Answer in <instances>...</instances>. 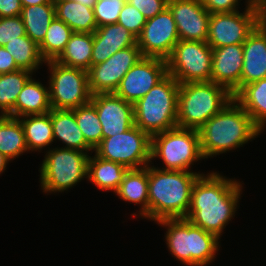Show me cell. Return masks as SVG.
Returning <instances> with one entry per match:
<instances>
[{
    "label": "cell",
    "instance_id": "40",
    "mask_svg": "<svg viewBox=\"0 0 266 266\" xmlns=\"http://www.w3.org/2000/svg\"><path fill=\"white\" fill-rule=\"evenodd\" d=\"M21 12L20 0H0V18L20 16Z\"/></svg>",
    "mask_w": 266,
    "mask_h": 266
},
{
    "label": "cell",
    "instance_id": "39",
    "mask_svg": "<svg viewBox=\"0 0 266 266\" xmlns=\"http://www.w3.org/2000/svg\"><path fill=\"white\" fill-rule=\"evenodd\" d=\"M238 1L239 0H200L210 14L239 11L237 9L239 4Z\"/></svg>",
    "mask_w": 266,
    "mask_h": 266
},
{
    "label": "cell",
    "instance_id": "8",
    "mask_svg": "<svg viewBox=\"0 0 266 266\" xmlns=\"http://www.w3.org/2000/svg\"><path fill=\"white\" fill-rule=\"evenodd\" d=\"M87 153L63 147L48 150L39 168L43 192H64L87 178Z\"/></svg>",
    "mask_w": 266,
    "mask_h": 266
},
{
    "label": "cell",
    "instance_id": "29",
    "mask_svg": "<svg viewBox=\"0 0 266 266\" xmlns=\"http://www.w3.org/2000/svg\"><path fill=\"white\" fill-rule=\"evenodd\" d=\"M21 18L26 35L39 45L48 30L50 23L56 17L54 3H45L22 7Z\"/></svg>",
    "mask_w": 266,
    "mask_h": 266
},
{
    "label": "cell",
    "instance_id": "11",
    "mask_svg": "<svg viewBox=\"0 0 266 266\" xmlns=\"http://www.w3.org/2000/svg\"><path fill=\"white\" fill-rule=\"evenodd\" d=\"M167 62V74L179 84L210 81L212 48L207 42L179 40Z\"/></svg>",
    "mask_w": 266,
    "mask_h": 266
},
{
    "label": "cell",
    "instance_id": "41",
    "mask_svg": "<svg viewBox=\"0 0 266 266\" xmlns=\"http://www.w3.org/2000/svg\"><path fill=\"white\" fill-rule=\"evenodd\" d=\"M19 70L13 56L3 46H0V74Z\"/></svg>",
    "mask_w": 266,
    "mask_h": 266
},
{
    "label": "cell",
    "instance_id": "20",
    "mask_svg": "<svg viewBox=\"0 0 266 266\" xmlns=\"http://www.w3.org/2000/svg\"><path fill=\"white\" fill-rule=\"evenodd\" d=\"M243 58L240 89L266 78V30L256 26L249 34L243 43Z\"/></svg>",
    "mask_w": 266,
    "mask_h": 266
},
{
    "label": "cell",
    "instance_id": "34",
    "mask_svg": "<svg viewBox=\"0 0 266 266\" xmlns=\"http://www.w3.org/2000/svg\"><path fill=\"white\" fill-rule=\"evenodd\" d=\"M72 110L85 141L94 149L103 139L102 126L95 106L90 102Z\"/></svg>",
    "mask_w": 266,
    "mask_h": 266
},
{
    "label": "cell",
    "instance_id": "21",
    "mask_svg": "<svg viewBox=\"0 0 266 266\" xmlns=\"http://www.w3.org/2000/svg\"><path fill=\"white\" fill-rule=\"evenodd\" d=\"M52 131L54 140L59 139L66 144L64 148L83 152L94 150L84 139L82 131L77 125L73 110L51 109Z\"/></svg>",
    "mask_w": 266,
    "mask_h": 266
},
{
    "label": "cell",
    "instance_id": "37",
    "mask_svg": "<svg viewBox=\"0 0 266 266\" xmlns=\"http://www.w3.org/2000/svg\"><path fill=\"white\" fill-rule=\"evenodd\" d=\"M25 35L21 16L0 18V46L4 47L8 42Z\"/></svg>",
    "mask_w": 266,
    "mask_h": 266
},
{
    "label": "cell",
    "instance_id": "2",
    "mask_svg": "<svg viewBox=\"0 0 266 266\" xmlns=\"http://www.w3.org/2000/svg\"><path fill=\"white\" fill-rule=\"evenodd\" d=\"M202 173L162 170L148 165V220L185 218L192 187Z\"/></svg>",
    "mask_w": 266,
    "mask_h": 266
},
{
    "label": "cell",
    "instance_id": "44",
    "mask_svg": "<svg viewBox=\"0 0 266 266\" xmlns=\"http://www.w3.org/2000/svg\"><path fill=\"white\" fill-rule=\"evenodd\" d=\"M9 161L11 160L0 152V174L5 171Z\"/></svg>",
    "mask_w": 266,
    "mask_h": 266
},
{
    "label": "cell",
    "instance_id": "7",
    "mask_svg": "<svg viewBox=\"0 0 266 266\" xmlns=\"http://www.w3.org/2000/svg\"><path fill=\"white\" fill-rule=\"evenodd\" d=\"M161 158L162 170L189 171L194 162L204 159L198 130L174 127L151 137L150 158Z\"/></svg>",
    "mask_w": 266,
    "mask_h": 266
},
{
    "label": "cell",
    "instance_id": "28",
    "mask_svg": "<svg viewBox=\"0 0 266 266\" xmlns=\"http://www.w3.org/2000/svg\"><path fill=\"white\" fill-rule=\"evenodd\" d=\"M19 120L24 131L29 152L30 150L40 151L54 142L49 112L19 117Z\"/></svg>",
    "mask_w": 266,
    "mask_h": 266
},
{
    "label": "cell",
    "instance_id": "43",
    "mask_svg": "<svg viewBox=\"0 0 266 266\" xmlns=\"http://www.w3.org/2000/svg\"><path fill=\"white\" fill-rule=\"evenodd\" d=\"M22 7L40 5L45 3H54L53 0H20Z\"/></svg>",
    "mask_w": 266,
    "mask_h": 266
},
{
    "label": "cell",
    "instance_id": "12",
    "mask_svg": "<svg viewBox=\"0 0 266 266\" xmlns=\"http://www.w3.org/2000/svg\"><path fill=\"white\" fill-rule=\"evenodd\" d=\"M257 26L256 10L246 6L239 11L210 14L207 43L211 48L243 44Z\"/></svg>",
    "mask_w": 266,
    "mask_h": 266
},
{
    "label": "cell",
    "instance_id": "3",
    "mask_svg": "<svg viewBox=\"0 0 266 266\" xmlns=\"http://www.w3.org/2000/svg\"><path fill=\"white\" fill-rule=\"evenodd\" d=\"M204 159L244 146L262 131L234 99L198 130Z\"/></svg>",
    "mask_w": 266,
    "mask_h": 266
},
{
    "label": "cell",
    "instance_id": "19",
    "mask_svg": "<svg viewBox=\"0 0 266 266\" xmlns=\"http://www.w3.org/2000/svg\"><path fill=\"white\" fill-rule=\"evenodd\" d=\"M137 45V38L119 23L108 24L93 32L91 66L105 62L117 51Z\"/></svg>",
    "mask_w": 266,
    "mask_h": 266
},
{
    "label": "cell",
    "instance_id": "38",
    "mask_svg": "<svg viewBox=\"0 0 266 266\" xmlns=\"http://www.w3.org/2000/svg\"><path fill=\"white\" fill-rule=\"evenodd\" d=\"M126 2L136 7L147 19L168 7V0H126Z\"/></svg>",
    "mask_w": 266,
    "mask_h": 266
},
{
    "label": "cell",
    "instance_id": "9",
    "mask_svg": "<svg viewBox=\"0 0 266 266\" xmlns=\"http://www.w3.org/2000/svg\"><path fill=\"white\" fill-rule=\"evenodd\" d=\"M50 70L49 94L52 109L72 110L91 102L88 72L45 61Z\"/></svg>",
    "mask_w": 266,
    "mask_h": 266
},
{
    "label": "cell",
    "instance_id": "45",
    "mask_svg": "<svg viewBox=\"0 0 266 266\" xmlns=\"http://www.w3.org/2000/svg\"><path fill=\"white\" fill-rule=\"evenodd\" d=\"M72 1H76L78 3L86 5L87 7H94V4L97 2V0H72Z\"/></svg>",
    "mask_w": 266,
    "mask_h": 266
},
{
    "label": "cell",
    "instance_id": "36",
    "mask_svg": "<svg viewBox=\"0 0 266 266\" xmlns=\"http://www.w3.org/2000/svg\"><path fill=\"white\" fill-rule=\"evenodd\" d=\"M146 22L147 18L136 7L127 2L123 5L117 21L136 38L140 35Z\"/></svg>",
    "mask_w": 266,
    "mask_h": 266
},
{
    "label": "cell",
    "instance_id": "42",
    "mask_svg": "<svg viewBox=\"0 0 266 266\" xmlns=\"http://www.w3.org/2000/svg\"><path fill=\"white\" fill-rule=\"evenodd\" d=\"M257 27L266 30V0L260 2L256 7Z\"/></svg>",
    "mask_w": 266,
    "mask_h": 266
},
{
    "label": "cell",
    "instance_id": "46",
    "mask_svg": "<svg viewBox=\"0 0 266 266\" xmlns=\"http://www.w3.org/2000/svg\"><path fill=\"white\" fill-rule=\"evenodd\" d=\"M263 0H248L247 6L255 8Z\"/></svg>",
    "mask_w": 266,
    "mask_h": 266
},
{
    "label": "cell",
    "instance_id": "13",
    "mask_svg": "<svg viewBox=\"0 0 266 266\" xmlns=\"http://www.w3.org/2000/svg\"><path fill=\"white\" fill-rule=\"evenodd\" d=\"M179 40L173 14L167 7L163 12L147 19L137 37V45L142 56L167 60Z\"/></svg>",
    "mask_w": 266,
    "mask_h": 266
},
{
    "label": "cell",
    "instance_id": "31",
    "mask_svg": "<svg viewBox=\"0 0 266 266\" xmlns=\"http://www.w3.org/2000/svg\"><path fill=\"white\" fill-rule=\"evenodd\" d=\"M32 74L23 69L0 74V117L5 115L15 117L16 100Z\"/></svg>",
    "mask_w": 266,
    "mask_h": 266
},
{
    "label": "cell",
    "instance_id": "4",
    "mask_svg": "<svg viewBox=\"0 0 266 266\" xmlns=\"http://www.w3.org/2000/svg\"><path fill=\"white\" fill-rule=\"evenodd\" d=\"M233 94L212 81L187 82L179 85L177 126L199 130L231 100Z\"/></svg>",
    "mask_w": 266,
    "mask_h": 266
},
{
    "label": "cell",
    "instance_id": "1",
    "mask_svg": "<svg viewBox=\"0 0 266 266\" xmlns=\"http://www.w3.org/2000/svg\"><path fill=\"white\" fill-rule=\"evenodd\" d=\"M200 175L191 192V203L184 219L219 239L237 211L242 184L217 172Z\"/></svg>",
    "mask_w": 266,
    "mask_h": 266
},
{
    "label": "cell",
    "instance_id": "14",
    "mask_svg": "<svg viewBox=\"0 0 266 266\" xmlns=\"http://www.w3.org/2000/svg\"><path fill=\"white\" fill-rule=\"evenodd\" d=\"M143 56L138 45L117 51L105 62L89 68L88 81L91 94L114 93L124 75Z\"/></svg>",
    "mask_w": 266,
    "mask_h": 266
},
{
    "label": "cell",
    "instance_id": "35",
    "mask_svg": "<svg viewBox=\"0 0 266 266\" xmlns=\"http://www.w3.org/2000/svg\"><path fill=\"white\" fill-rule=\"evenodd\" d=\"M125 3L126 0H97L93 7L97 27L117 23Z\"/></svg>",
    "mask_w": 266,
    "mask_h": 266
},
{
    "label": "cell",
    "instance_id": "18",
    "mask_svg": "<svg viewBox=\"0 0 266 266\" xmlns=\"http://www.w3.org/2000/svg\"><path fill=\"white\" fill-rule=\"evenodd\" d=\"M243 44L212 48L211 80L227 88L233 96L240 90Z\"/></svg>",
    "mask_w": 266,
    "mask_h": 266
},
{
    "label": "cell",
    "instance_id": "24",
    "mask_svg": "<svg viewBox=\"0 0 266 266\" xmlns=\"http://www.w3.org/2000/svg\"><path fill=\"white\" fill-rule=\"evenodd\" d=\"M233 99L245 109L262 131L266 125V78L244 85Z\"/></svg>",
    "mask_w": 266,
    "mask_h": 266
},
{
    "label": "cell",
    "instance_id": "33",
    "mask_svg": "<svg viewBox=\"0 0 266 266\" xmlns=\"http://www.w3.org/2000/svg\"><path fill=\"white\" fill-rule=\"evenodd\" d=\"M72 29L56 17L50 23L43 41L38 45L41 57L45 61L55 60L65 49Z\"/></svg>",
    "mask_w": 266,
    "mask_h": 266
},
{
    "label": "cell",
    "instance_id": "26",
    "mask_svg": "<svg viewBox=\"0 0 266 266\" xmlns=\"http://www.w3.org/2000/svg\"><path fill=\"white\" fill-rule=\"evenodd\" d=\"M92 50L93 33L73 32L65 49L54 61L66 67L88 71L91 67Z\"/></svg>",
    "mask_w": 266,
    "mask_h": 266
},
{
    "label": "cell",
    "instance_id": "15",
    "mask_svg": "<svg viewBox=\"0 0 266 266\" xmlns=\"http://www.w3.org/2000/svg\"><path fill=\"white\" fill-rule=\"evenodd\" d=\"M166 75V60L143 56L127 71L114 93L134 105Z\"/></svg>",
    "mask_w": 266,
    "mask_h": 266
},
{
    "label": "cell",
    "instance_id": "32",
    "mask_svg": "<svg viewBox=\"0 0 266 266\" xmlns=\"http://www.w3.org/2000/svg\"><path fill=\"white\" fill-rule=\"evenodd\" d=\"M4 48L13 56L19 69L31 73L39 69L45 60L41 57L38 45L27 35L17 37L16 40L8 42Z\"/></svg>",
    "mask_w": 266,
    "mask_h": 266
},
{
    "label": "cell",
    "instance_id": "17",
    "mask_svg": "<svg viewBox=\"0 0 266 266\" xmlns=\"http://www.w3.org/2000/svg\"><path fill=\"white\" fill-rule=\"evenodd\" d=\"M180 40L207 42L210 12L200 0H168Z\"/></svg>",
    "mask_w": 266,
    "mask_h": 266
},
{
    "label": "cell",
    "instance_id": "25",
    "mask_svg": "<svg viewBox=\"0 0 266 266\" xmlns=\"http://www.w3.org/2000/svg\"><path fill=\"white\" fill-rule=\"evenodd\" d=\"M56 18L73 32L93 33L97 29L93 7L72 0H55Z\"/></svg>",
    "mask_w": 266,
    "mask_h": 266
},
{
    "label": "cell",
    "instance_id": "22",
    "mask_svg": "<svg viewBox=\"0 0 266 266\" xmlns=\"http://www.w3.org/2000/svg\"><path fill=\"white\" fill-rule=\"evenodd\" d=\"M115 194L124 201L141 204L139 215L148 218V165L128 169Z\"/></svg>",
    "mask_w": 266,
    "mask_h": 266
},
{
    "label": "cell",
    "instance_id": "16",
    "mask_svg": "<svg viewBox=\"0 0 266 266\" xmlns=\"http://www.w3.org/2000/svg\"><path fill=\"white\" fill-rule=\"evenodd\" d=\"M91 103L96 108L103 138L123 133L135 125L133 104L115 93L94 94Z\"/></svg>",
    "mask_w": 266,
    "mask_h": 266
},
{
    "label": "cell",
    "instance_id": "5",
    "mask_svg": "<svg viewBox=\"0 0 266 266\" xmlns=\"http://www.w3.org/2000/svg\"><path fill=\"white\" fill-rule=\"evenodd\" d=\"M158 224L167 228L168 249L180 263L187 266H207L219 248V238L184 218L162 219Z\"/></svg>",
    "mask_w": 266,
    "mask_h": 266
},
{
    "label": "cell",
    "instance_id": "27",
    "mask_svg": "<svg viewBox=\"0 0 266 266\" xmlns=\"http://www.w3.org/2000/svg\"><path fill=\"white\" fill-rule=\"evenodd\" d=\"M92 157L90 156L88 161V180L101 190H110L115 193L128 168L120 163L98 157L96 154Z\"/></svg>",
    "mask_w": 266,
    "mask_h": 266
},
{
    "label": "cell",
    "instance_id": "6",
    "mask_svg": "<svg viewBox=\"0 0 266 266\" xmlns=\"http://www.w3.org/2000/svg\"><path fill=\"white\" fill-rule=\"evenodd\" d=\"M179 85L167 74L133 105L135 125L150 137L177 127Z\"/></svg>",
    "mask_w": 266,
    "mask_h": 266
},
{
    "label": "cell",
    "instance_id": "10",
    "mask_svg": "<svg viewBox=\"0 0 266 266\" xmlns=\"http://www.w3.org/2000/svg\"><path fill=\"white\" fill-rule=\"evenodd\" d=\"M151 137L136 125L123 133L103 138L93 152L105 160L120 163L128 169L150 164Z\"/></svg>",
    "mask_w": 266,
    "mask_h": 266
},
{
    "label": "cell",
    "instance_id": "30",
    "mask_svg": "<svg viewBox=\"0 0 266 266\" xmlns=\"http://www.w3.org/2000/svg\"><path fill=\"white\" fill-rule=\"evenodd\" d=\"M26 151L29 150L19 118L8 115L0 117V152L14 160Z\"/></svg>",
    "mask_w": 266,
    "mask_h": 266
},
{
    "label": "cell",
    "instance_id": "23",
    "mask_svg": "<svg viewBox=\"0 0 266 266\" xmlns=\"http://www.w3.org/2000/svg\"><path fill=\"white\" fill-rule=\"evenodd\" d=\"M52 109L49 87L36 81L32 76L24 84L15 104V118L44 114Z\"/></svg>",
    "mask_w": 266,
    "mask_h": 266
}]
</instances>
